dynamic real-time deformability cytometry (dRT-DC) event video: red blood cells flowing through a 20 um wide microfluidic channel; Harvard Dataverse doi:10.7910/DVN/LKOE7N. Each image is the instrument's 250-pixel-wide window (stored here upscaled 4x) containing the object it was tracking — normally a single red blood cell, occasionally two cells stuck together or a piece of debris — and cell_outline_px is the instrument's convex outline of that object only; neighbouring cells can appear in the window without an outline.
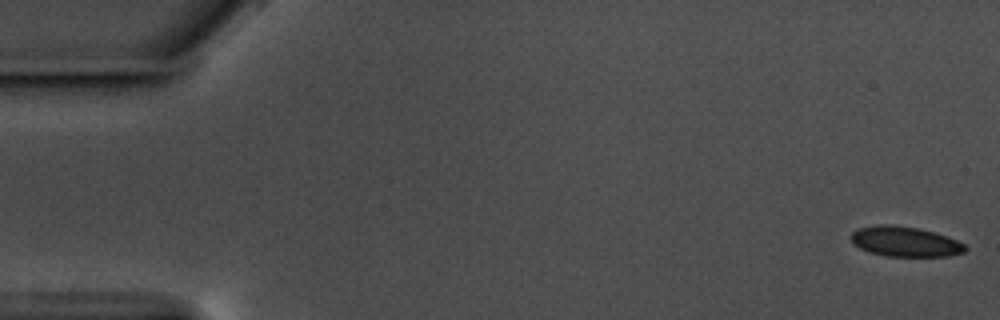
{"species": "common noctule bat (a hibernating species)", "species_latin": "Nyctalus noctula", "temperature_condition": "warm", "stored_images_in_passage": 58, "camera_frame_rate_fps": 3000, "um_per_image_px": 0.085, "animal": {"sex": "male", "body_mass_g": 17.5, "forearm_length_mm": 52.3}, "frame": {"image": 1, "passage_image": 1, "time_ms": 0.0, "image_size_px": [1000, 320], "cell_outline_px": [[968, 248], [964, 252], [948, 256], [888, 256], [868, 252], [860, 248], [848, 236], [856, 228], [876, 224], [892, 224], [920, 228], [936, 232], [956, 240], [964, 244]], "centroid_in_image_um": [76.91, 20.51], "position_along_channel_um": 8.1, "area_um2": 20.23}}
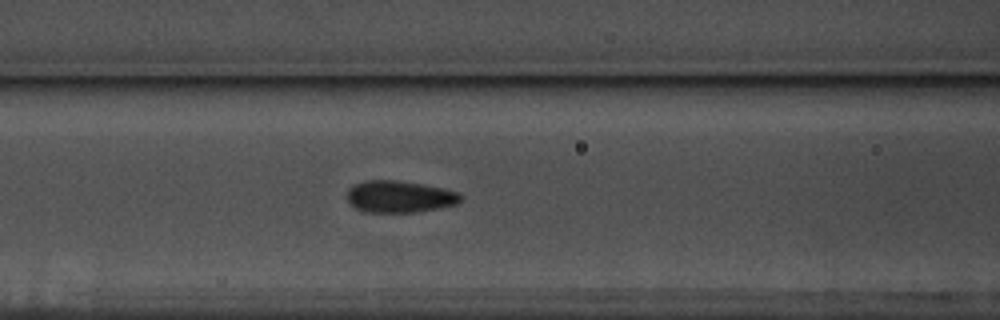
{"frame": {"image": 2, "passage_image": 24, "time_ms": 7.667, "image_size_px": [1000, 320], "cell_outline_px": [[464, 200], [456, 204], [440, 208], [420, 212], [368, 212], [356, 208], [348, 200], [348, 188], [356, 184], [368, 180], [396, 180], [444, 188], [460, 192], [464, 196]], "centroid_in_image_um": [34.04, 16.72], "position_along_channel_um": 132.6, "area_um2": 21.15}}
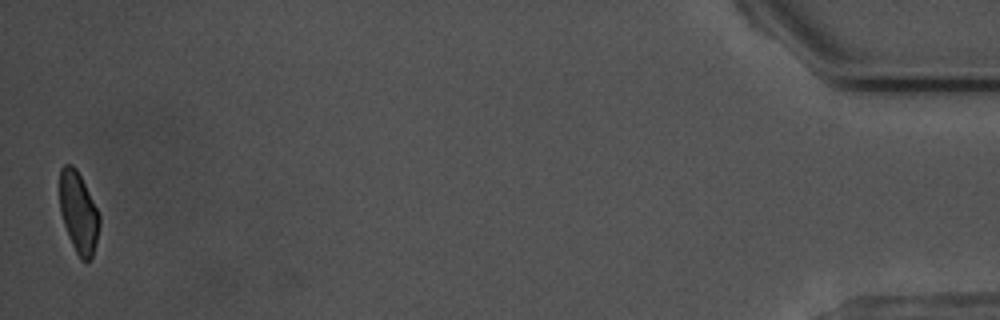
{"frame": {"image": 3, "passage_image": 57, "time_ms": 18.667, "image_size_px": [1000, 320], "cell_outline_px": [[100, 224], [92, 256], [88, 260], [80, 260], [68, 236], [60, 212], [60, 168], [64, 164], [72, 164], [76, 168], [100, 216]], "centroid_in_image_um": [6.65, 18.05], "position_along_channel_um": 428.5, "area_um2": 18.44}, "authors_computed_cell_mechanics": {"area_um2": 20.4034, "velocity_mm_per_s": 3.5606, "shape_relaxation_time_tau1_ms": 3.4893, "shape_relaxation_time_tau2_ms": 0.9892, "deformation_change_tau1": 0.0979, "deformation_change_tau2": 0.0773}}